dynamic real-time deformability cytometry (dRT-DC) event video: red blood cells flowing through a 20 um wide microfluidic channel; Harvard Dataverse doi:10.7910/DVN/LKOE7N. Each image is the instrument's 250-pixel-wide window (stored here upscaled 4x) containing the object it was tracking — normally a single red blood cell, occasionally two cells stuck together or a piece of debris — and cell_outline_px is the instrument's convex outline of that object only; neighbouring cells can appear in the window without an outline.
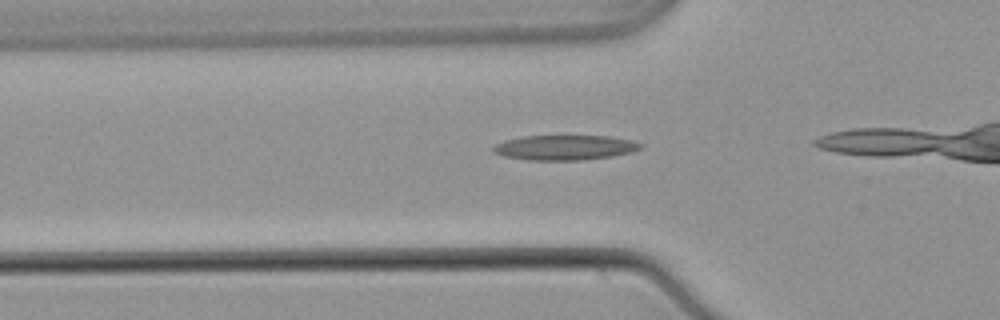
{"species": "common noctule bat (a hibernating species)", "species_latin": "Nyctalus noctula", "temperature_condition": "warm", "stored_images_in_passage": 33, "camera_frame_rate_fps": 3000, "um_per_image_px": 0.085, "animal": {"sex": "male", "body_mass_g": 21.5, "forearm_length_mm": 52.0}, "frame": {"image": 1, "passage_image": 10, "time_ms": 3.0, "image_size_px": [1000, 320], "cell_outline_px": [[644, 144], [640, 148], [632, 152], [612, 156], [580, 160], [528, 160], [504, 156], [496, 152], [492, 148], [496, 144], [504, 140], [524, 136], [608, 136], [632, 140]], "centroid_in_image_um": [48.03, 12.54], "position_along_channel_um": 77.8, "area_um2": 21.27}}
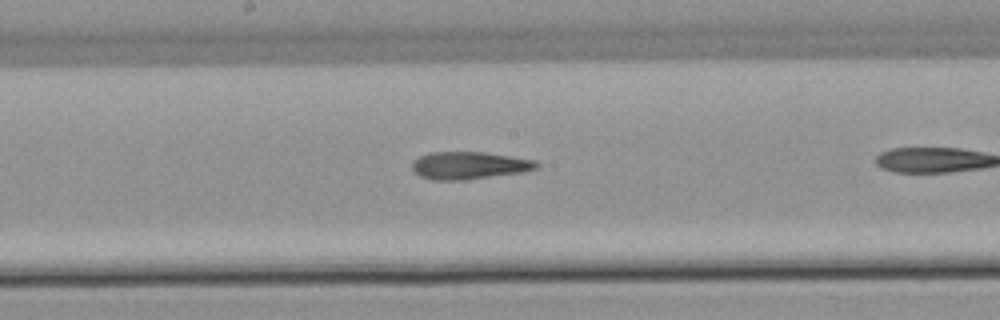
{"frame": {"image": 2, "passage_image": 20, "time_ms": 6.333, "image_size_px": [1000, 320], "cell_outline_px": [[540, 164], [536, 168], [520, 172], [468, 180], [432, 180], [420, 176], [412, 172], [412, 160], [428, 152], [484, 152], [536, 160]], "centroid_in_image_um": [39.82, 14.06], "position_along_channel_um": 208.4, "area_um2": 20.06}}
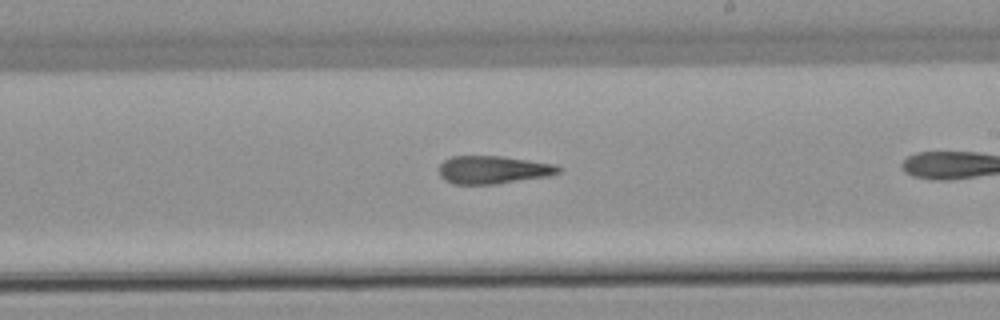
{"frame": {"image": 3, "passage_image": 23, "time_ms": 7.333, "image_size_px": [1000, 320], "cell_outline_px": [[560, 172], [548, 176], [496, 184], [452, 184], [444, 180], [440, 176], [440, 164], [444, 160], [452, 156], [500, 156], [556, 164], [560, 168]], "centroid_in_image_um": [41.9, 14.43], "position_along_channel_um": 247.1, "area_um2": 19.42}}